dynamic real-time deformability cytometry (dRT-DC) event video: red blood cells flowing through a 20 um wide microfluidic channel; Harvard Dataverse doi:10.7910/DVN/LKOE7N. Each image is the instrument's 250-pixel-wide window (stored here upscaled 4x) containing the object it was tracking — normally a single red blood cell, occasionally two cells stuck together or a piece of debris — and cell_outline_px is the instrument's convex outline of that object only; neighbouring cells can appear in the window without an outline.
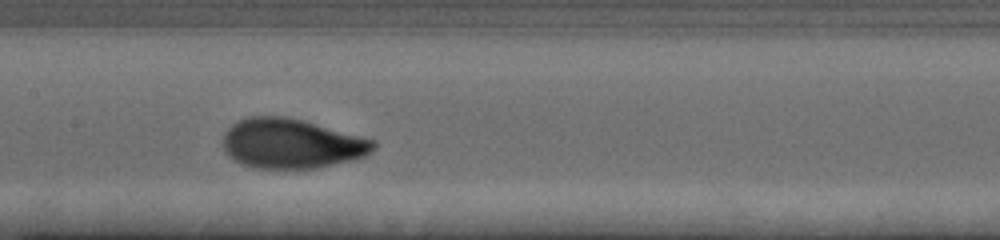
{"species": "human", "species_latin": "Homo sapiens", "temperature_condition": "cold", "stored_images_in_passage": 39, "camera_frame_rate_fps": 3000, "um_per_image_px": 0.085, "donor": {"sex": "female"}, "frame": {"image": 1, "passage_image": 17, "time_ms": 5.333, "image_size_px": [1000, 240], "cell_outline_px": [[376, 144], [372, 152], [356, 160], [316, 168], [256, 168], [240, 164], [232, 160], [224, 152], [224, 132], [232, 124], [248, 116], [284, 116], [300, 120], [376, 140]], "centroid_in_image_um": [24.76, 12.22], "position_along_channel_um": 182.6, "area_um2": 43.64}}
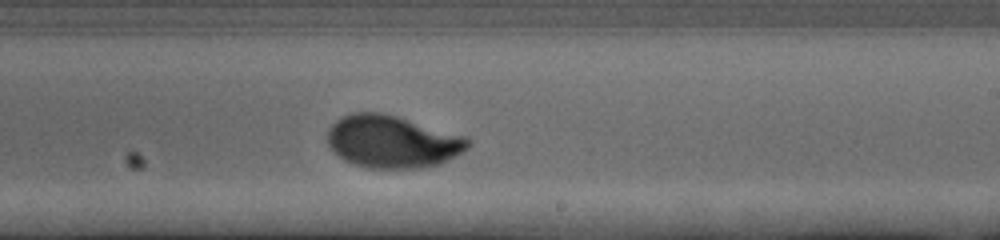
{"frame": {"image": 2, "passage_image": 23, "time_ms": 7.333, "image_size_px": [1000, 240], "cell_outline_px": [[472, 144], [468, 148], [440, 164], [420, 168], [368, 168], [352, 164], [344, 160], [328, 144], [328, 128], [336, 120], [352, 112], [380, 112], [396, 116], [468, 136], [472, 140]], "centroid_in_image_um": [33.38, 12.03], "position_along_channel_um": 255.6, "area_um2": 43.06}, "authors_computed_cell_mechanics": {"area_um2": 42.772, "velocity_mm_per_s": 3.6774, "shape_relaxation_time_tau1_ms": 3.6579, "shape_relaxation_time_tau2_ms": null, "deformation_change_tau1": 0.1896, "deformation_change_tau2": null}}